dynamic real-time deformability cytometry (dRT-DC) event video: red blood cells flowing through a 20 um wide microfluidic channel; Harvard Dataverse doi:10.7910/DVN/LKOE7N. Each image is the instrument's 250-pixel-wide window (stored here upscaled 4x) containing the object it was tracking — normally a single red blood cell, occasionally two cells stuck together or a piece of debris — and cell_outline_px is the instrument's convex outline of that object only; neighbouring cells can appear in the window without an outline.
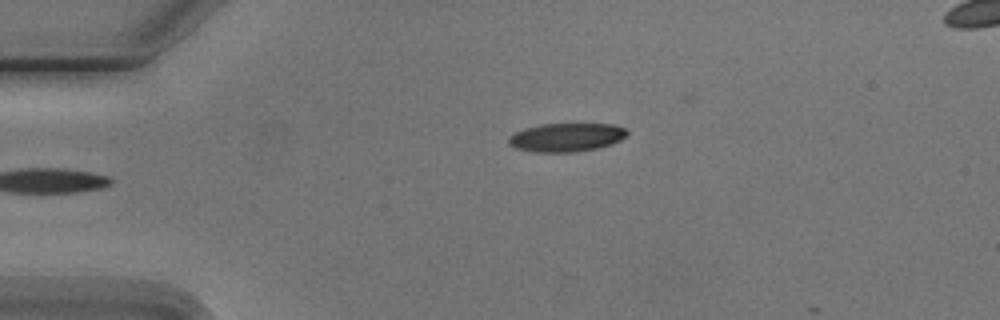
{"species": "Egyptian fruit bat (a non-hibernating species)", "species_latin": "Rousettus aegyptiacus", "temperature_condition": "cold", "stored_images_in_passage": 6, "segment_of_instrument_passage": [1, 2], "camera_frame_rate_fps": 3000, "um_per_image_px": 0.085, "animal": {"sex": "male"}, "frame": {"image": 1, "passage_image": 4, "time_ms": 4.667, "image_size_px": [1000, 320], "cell_outline_px": [[628, 132], [620, 140], [612, 144], [596, 148], [576, 152], [532, 152], [516, 148], [508, 144], [508, 136], [524, 128], [540, 124], [612, 124], [624, 128]], "centroid_in_image_um": [48.1, 11.68], "position_along_channel_um": 36.9, "area_um2": 19.71}}